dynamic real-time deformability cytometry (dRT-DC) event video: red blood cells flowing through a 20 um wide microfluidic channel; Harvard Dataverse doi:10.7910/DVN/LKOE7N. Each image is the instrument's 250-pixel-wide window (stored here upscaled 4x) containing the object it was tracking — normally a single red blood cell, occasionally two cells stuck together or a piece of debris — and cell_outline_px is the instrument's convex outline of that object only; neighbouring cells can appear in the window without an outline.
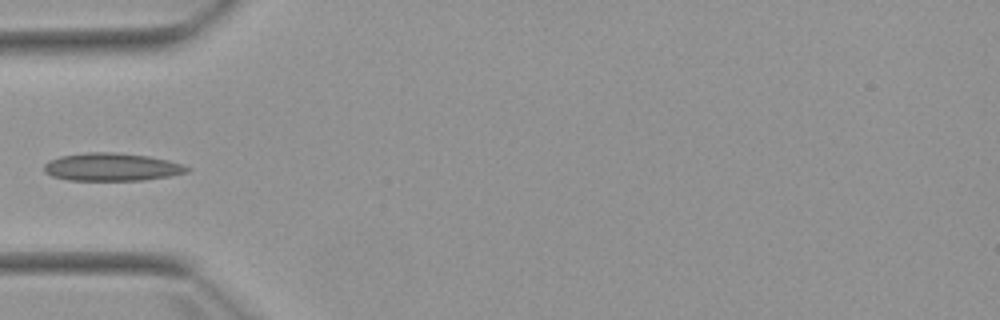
{"species": "Egyptian fruit bat (a non-hibernating species)", "species_latin": "Rousettus aegyptiacus", "temperature_condition": "warm", "stored_images_in_passage": 4, "camera_frame_rate_fps": 3000, "um_per_image_px": 0.085, "animal": {"sex": "female"}, "frame": {"image": 1, "passage_image": 4, "time_ms": 3.667, "image_size_px": [1000, 320], "cell_outline_px": [[192, 168], [188, 172], [168, 176], [140, 180], [68, 180], [52, 176], [44, 172], [44, 164], [48, 160], [60, 156], [88, 152], [116, 152], [148, 156], [168, 160], [184, 164]], "centroid_in_image_um": [9.49, 14.19], "position_along_channel_um": 75.5, "area_um2": 23.29}}